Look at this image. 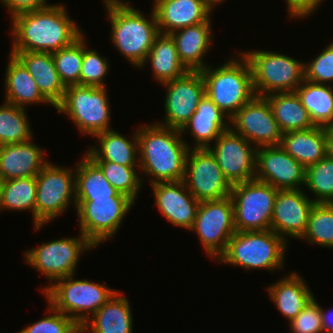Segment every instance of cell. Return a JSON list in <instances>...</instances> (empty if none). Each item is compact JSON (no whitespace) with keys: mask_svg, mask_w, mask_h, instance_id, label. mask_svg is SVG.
<instances>
[{"mask_svg":"<svg viewBox=\"0 0 333 333\" xmlns=\"http://www.w3.org/2000/svg\"><path fill=\"white\" fill-rule=\"evenodd\" d=\"M64 5L19 13L12 20V51L55 52L78 39L83 32L68 16Z\"/></svg>","mask_w":333,"mask_h":333,"instance_id":"6da1fadb","label":"cell"},{"mask_svg":"<svg viewBox=\"0 0 333 333\" xmlns=\"http://www.w3.org/2000/svg\"><path fill=\"white\" fill-rule=\"evenodd\" d=\"M139 169L151 184L183 181L187 152L191 148L178 129L157 123L137 128Z\"/></svg>","mask_w":333,"mask_h":333,"instance_id":"7a4b0ae2","label":"cell"},{"mask_svg":"<svg viewBox=\"0 0 333 333\" xmlns=\"http://www.w3.org/2000/svg\"><path fill=\"white\" fill-rule=\"evenodd\" d=\"M103 1L111 23V42L122 56L139 68L160 34L154 10H151V18L146 19L129 1Z\"/></svg>","mask_w":333,"mask_h":333,"instance_id":"3957f363","label":"cell"},{"mask_svg":"<svg viewBox=\"0 0 333 333\" xmlns=\"http://www.w3.org/2000/svg\"><path fill=\"white\" fill-rule=\"evenodd\" d=\"M239 54L237 59L231 58L220 67L208 65L201 70L205 94L229 118L256 96L249 62Z\"/></svg>","mask_w":333,"mask_h":333,"instance_id":"277c9868","label":"cell"},{"mask_svg":"<svg viewBox=\"0 0 333 333\" xmlns=\"http://www.w3.org/2000/svg\"><path fill=\"white\" fill-rule=\"evenodd\" d=\"M287 241L271 229L236 231L217 261L248 269H283Z\"/></svg>","mask_w":333,"mask_h":333,"instance_id":"5b68a950","label":"cell"},{"mask_svg":"<svg viewBox=\"0 0 333 333\" xmlns=\"http://www.w3.org/2000/svg\"><path fill=\"white\" fill-rule=\"evenodd\" d=\"M74 275L56 280L43 293L56 310L73 319L80 327L118 290Z\"/></svg>","mask_w":333,"mask_h":333,"instance_id":"8992f818","label":"cell"},{"mask_svg":"<svg viewBox=\"0 0 333 333\" xmlns=\"http://www.w3.org/2000/svg\"><path fill=\"white\" fill-rule=\"evenodd\" d=\"M242 54L249 62L256 96L294 92L304 81V62L293 57L264 50Z\"/></svg>","mask_w":333,"mask_h":333,"instance_id":"52a82bcc","label":"cell"},{"mask_svg":"<svg viewBox=\"0 0 333 333\" xmlns=\"http://www.w3.org/2000/svg\"><path fill=\"white\" fill-rule=\"evenodd\" d=\"M135 202L123 193L108 198H76L80 232L95 246L109 240Z\"/></svg>","mask_w":333,"mask_h":333,"instance_id":"ba28073f","label":"cell"},{"mask_svg":"<svg viewBox=\"0 0 333 333\" xmlns=\"http://www.w3.org/2000/svg\"><path fill=\"white\" fill-rule=\"evenodd\" d=\"M109 107L106 87L77 84L66 86L64 98L55 109L59 114H67L80 133L95 136L111 130Z\"/></svg>","mask_w":333,"mask_h":333,"instance_id":"9c48e42d","label":"cell"},{"mask_svg":"<svg viewBox=\"0 0 333 333\" xmlns=\"http://www.w3.org/2000/svg\"><path fill=\"white\" fill-rule=\"evenodd\" d=\"M70 204H74L76 210L75 170L53 165L49 161L36 175L34 229L37 231L49 221H53L64 213Z\"/></svg>","mask_w":333,"mask_h":333,"instance_id":"30bf717a","label":"cell"},{"mask_svg":"<svg viewBox=\"0 0 333 333\" xmlns=\"http://www.w3.org/2000/svg\"><path fill=\"white\" fill-rule=\"evenodd\" d=\"M278 189L256 179L232 185L236 231L270 229Z\"/></svg>","mask_w":333,"mask_h":333,"instance_id":"8fae6325","label":"cell"},{"mask_svg":"<svg viewBox=\"0 0 333 333\" xmlns=\"http://www.w3.org/2000/svg\"><path fill=\"white\" fill-rule=\"evenodd\" d=\"M79 236L49 241L24 252L26 263L39 270L50 282L42 288L43 292L56 280L75 275L82 253L95 248L81 232Z\"/></svg>","mask_w":333,"mask_h":333,"instance_id":"7c38bea8","label":"cell"},{"mask_svg":"<svg viewBox=\"0 0 333 333\" xmlns=\"http://www.w3.org/2000/svg\"><path fill=\"white\" fill-rule=\"evenodd\" d=\"M190 231H196L208 256L217 260L236 232L231 197L200 202Z\"/></svg>","mask_w":333,"mask_h":333,"instance_id":"4fadbf2b","label":"cell"},{"mask_svg":"<svg viewBox=\"0 0 333 333\" xmlns=\"http://www.w3.org/2000/svg\"><path fill=\"white\" fill-rule=\"evenodd\" d=\"M183 181L199 202L224 199L232 191V185L208 148L188 150Z\"/></svg>","mask_w":333,"mask_h":333,"instance_id":"5bb4252c","label":"cell"},{"mask_svg":"<svg viewBox=\"0 0 333 333\" xmlns=\"http://www.w3.org/2000/svg\"><path fill=\"white\" fill-rule=\"evenodd\" d=\"M214 142L215 145L208 149L231 185L255 179L256 146L231 129L224 131Z\"/></svg>","mask_w":333,"mask_h":333,"instance_id":"9a60e30c","label":"cell"},{"mask_svg":"<svg viewBox=\"0 0 333 333\" xmlns=\"http://www.w3.org/2000/svg\"><path fill=\"white\" fill-rule=\"evenodd\" d=\"M229 123L233 132L257 148L280 145L283 133L264 97L255 96L230 118Z\"/></svg>","mask_w":333,"mask_h":333,"instance_id":"2e32d148","label":"cell"},{"mask_svg":"<svg viewBox=\"0 0 333 333\" xmlns=\"http://www.w3.org/2000/svg\"><path fill=\"white\" fill-rule=\"evenodd\" d=\"M166 87L164 123L159 125L180 130L195 113L205 95L201 71H188L184 76L162 83Z\"/></svg>","mask_w":333,"mask_h":333,"instance_id":"e0dca14e","label":"cell"},{"mask_svg":"<svg viewBox=\"0 0 333 333\" xmlns=\"http://www.w3.org/2000/svg\"><path fill=\"white\" fill-rule=\"evenodd\" d=\"M305 175L306 168L280 146L258 148L256 180L278 190L300 189L305 185Z\"/></svg>","mask_w":333,"mask_h":333,"instance_id":"ac0fdd59","label":"cell"},{"mask_svg":"<svg viewBox=\"0 0 333 333\" xmlns=\"http://www.w3.org/2000/svg\"><path fill=\"white\" fill-rule=\"evenodd\" d=\"M301 189L278 190L275 198L270 229L284 240L299 239L307 228L315 202Z\"/></svg>","mask_w":333,"mask_h":333,"instance_id":"d6986e66","label":"cell"},{"mask_svg":"<svg viewBox=\"0 0 333 333\" xmlns=\"http://www.w3.org/2000/svg\"><path fill=\"white\" fill-rule=\"evenodd\" d=\"M155 203L173 225L190 230L194 225L199 201L187 189L184 181L151 184Z\"/></svg>","mask_w":333,"mask_h":333,"instance_id":"ffe728a7","label":"cell"},{"mask_svg":"<svg viewBox=\"0 0 333 333\" xmlns=\"http://www.w3.org/2000/svg\"><path fill=\"white\" fill-rule=\"evenodd\" d=\"M153 3L158 29L162 34H171L211 18L212 10L205 0H155Z\"/></svg>","mask_w":333,"mask_h":333,"instance_id":"44dd1931","label":"cell"},{"mask_svg":"<svg viewBox=\"0 0 333 333\" xmlns=\"http://www.w3.org/2000/svg\"><path fill=\"white\" fill-rule=\"evenodd\" d=\"M28 70L43 97L56 108L64 98L61 81L50 52L10 51Z\"/></svg>","mask_w":333,"mask_h":333,"instance_id":"7402d4cb","label":"cell"},{"mask_svg":"<svg viewBox=\"0 0 333 333\" xmlns=\"http://www.w3.org/2000/svg\"><path fill=\"white\" fill-rule=\"evenodd\" d=\"M228 122H230L229 116L205 94L198 103L195 113L179 131L185 134L184 132L189 130L195 139L192 149L209 148L211 142L230 129Z\"/></svg>","mask_w":333,"mask_h":333,"instance_id":"603a6c76","label":"cell"},{"mask_svg":"<svg viewBox=\"0 0 333 333\" xmlns=\"http://www.w3.org/2000/svg\"><path fill=\"white\" fill-rule=\"evenodd\" d=\"M45 152L32 142L0 146V173L4 180L36 176L48 163Z\"/></svg>","mask_w":333,"mask_h":333,"instance_id":"cb8c5ba5","label":"cell"},{"mask_svg":"<svg viewBox=\"0 0 333 333\" xmlns=\"http://www.w3.org/2000/svg\"><path fill=\"white\" fill-rule=\"evenodd\" d=\"M169 35L175 42L179 60L188 71H201L208 66L203 58L212 44L210 18L206 22L181 28Z\"/></svg>","mask_w":333,"mask_h":333,"instance_id":"d4e9b609","label":"cell"},{"mask_svg":"<svg viewBox=\"0 0 333 333\" xmlns=\"http://www.w3.org/2000/svg\"><path fill=\"white\" fill-rule=\"evenodd\" d=\"M129 300L117 291L81 326V333H133Z\"/></svg>","mask_w":333,"mask_h":333,"instance_id":"484cf974","label":"cell"},{"mask_svg":"<svg viewBox=\"0 0 333 333\" xmlns=\"http://www.w3.org/2000/svg\"><path fill=\"white\" fill-rule=\"evenodd\" d=\"M279 146L307 168L326 156L325 127L283 133Z\"/></svg>","mask_w":333,"mask_h":333,"instance_id":"4316f807","label":"cell"},{"mask_svg":"<svg viewBox=\"0 0 333 333\" xmlns=\"http://www.w3.org/2000/svg\"><path fill=\"white\" fill-rule=\"evenodd\" d=\"M95 138L99 146H92L85 153L92 161L139 166L137 130L132 135V141L113 129L100 132Z\"/></svg>","mask_w":333,"mask_h":333,"instance_id":"83f0119b","label":"cell"},{"mask_svg":"<svg viewBox=\"0 0 333 333\" xmlns=\"http://www.w3.org/2000/svg\"><path fill=\"white\" fill-rule=\"evenodd\" d=\"M298 273H290L267 287L269 297L282 315L291 322L314 297Z\"/></svg>","mask_w":333,"mask_h":333,"instance_id":"f1b7e54d","label":"cell"},{"mask_svg":"<svg viewBox=\"0 0 333 333\" xmlns=\"http://www.w3.org/2000/svg\"><path fill=\"white\" fill-rule=\"evenodd\" d=\"M5 72V102L25 108L35 103H50L39 91L36 82L25 66L12 54Z\"/></svg>","mask_w":333,"mask_h":333,"instance_id":"f546056e","label":"cell"},{"mask_svg":"<svg viewBox=\"0 0 333 333\" xmlns=\"http://www.w3.org/2000/svg\"><path fill=\"white\" fill-rule=\"evenodd\" d=\"M147 61L151 63L154 79L160 84L184 76L188 70L181 63L173 38L169 34L160 33L146 56L143 68Z\"/></svg>","mask_w":333,"mask_h":333,"instance_id":"4dcf8cb0","label":"cell"},{"mask_svg":"<svg viewBox=\"0 0 333 333\" xmlns=\"http://www.w3.org/2000/svg\"><path fill=\"white\" fill-rule=\"evenodd\" d=\"M282 133L315 127L297 93L276 92L264 97Z\"/></svg>","mask_w":333,"mask_h":333,"instance_id":"1f68e13d","label":"cell"},{"mask_svg":"<svg viewBox=\"0 0 333 333\" xmlns=\"http://www.w3.org/2000/svg\"><path fill=\"white\" fill-rule=\"evenodd\" d=\"M315 126L333 125V87L306 79L295 90Z\"/></svg>","mask_w":333,"mask_h":333,"instance_id":"d6a6232c","label":"cell"},{"mask_svg":"<svg viewBox=\"0 0 333 333\" xmlns=\"http://www.w3.org/2000/svg\"><path fill=\"white\" fill-rule=\"evenodd\" d=\"M75 188L76 198H108L120 193L86 154L75 167Z\"/></svg>","mask_w":333,"mask_h":333,"instance_id":"836d02e7","label":"cell"},{"mask_svg":"<svg viewBox=\"0 0 333 333\" xmlns=\"http://www.w3.org/2000/svg\"><path fill=\"white\" fill-rule=\"evenodd\" d=\"M36 176L6 180L0 198L1 210L32 211L35 226Z\"/></svg>","mask_w":333,"mask_h":333,"instance_id":"e575fe53","label":"cell"},{"mask_svg":"<svg viewBox=\"0 0 333 333\" xmlns=\"http://www.w3.org/2000/svg\"><path fill=\"white\" fill-rule=\"evenodd\" d=\"M25 108L5 102L0 106V146L30 141L32 130Z\"/></svg>","mask_w":333,"mask_h":333,"instance_id":"d590c367","label":"cell"},{"mask_svg":"<svg viewBox=\"0 0 333 333\" xmlns=\"http://www.w3.org/2000/svg\"><path fill=\"white\" fill-rule=\"evenodd\" d=\"M305 238V239H303ZM312 244L333 248V203H315L300 238Z\"/></svg>","mask_w":333,"mask_h":333,"instance_id":"8d00e7d4","label":"cell"},{"mask_svg":"<svg viewBox=\"0 0 333 333\" xmlns=\"http://www.w3.org/2000/svg\"><path fill=\"white\" fill-rule=\"evenodd\" d=\"M103 172L109 183L120 193L127 195L134 202L140 192L142 178L138 176L139 166L122 165L109 161H93ZM136 167L137 170H136Z\"/></svg>","mask_w":333,"mask_h":333,"instance_id":"74e56055","label":"cell"},{"mask_svg":"<svg viewBox=\"0 0 333 333\" xmlns=\"http://www.w3.org/2000/svg\"><path fill=\"white\" fill-rule=\"evenodd\" d=\"M315 203H333V159L325 156L306 168L305 185Z\"/></svg>","mask_w":333,"mask_h":333,"instance_id":"f35d334b","label":"cell"},{"mask_svg":"<svg viewBox=\"0 0 333 333\" xmlns=\"http://www.w3.org/2000/svg\"><path fill=\"white\" fill-rule=\"evenodd\" d=\"M55 68L65 86L80 85L83 34L70 45L52 52Z\"/></svg>","mask_w":333,"mask_h":333,"instance_id":"ab89813d","label":"cell"},{"mask_svg":"<svg viewBox=\"0 0 333 333\" xmlns=\"http://www.w3.org/2000/svg\"><path fill=\"white\" fill-rule=\"evenodd\" d=\"M83 34V60L80 71V85L91 87H107L104 78L109 71L108 59L100 56L98 51L86 48Z\"/></svg>","mask_w":333,"mask_h":333,"instance_id":"60d3db41","label":"cell"},{"mask_svg":"<svg viewBox=\"0 0 333 333\" xmlns=\"http://www.w3.org/2000/svg\"><path fill=\"white\" fill-rule=\"evenodd\" d=\"M48 311L51 315H46L18 333H81V327L69 316L50 304H48Z\"/></svg>","mask_w":333,"mask_h":333,"instance_id":"b9f144b4","label":"cell"},{"mask_svg":"<svg viewBox=\"0 0 333 333\" xmlns=\"http://www.w3.org/2000/svg\"><path fill=\"white\" fill-rule=\"evenodd\" d=\"M304 79L318 84L333 82V42L313 61L304 63Z\"/></svg>","mask_w":333,"mask_h":333,"instance_id":"7bdbcfd3","label":"cell"},{"mask_svg":"<svg viewBox=\"0 0 333 333\" xmlns=\"http://www.w3.org/2000/svg\"><path fill=\"white\" fill-rule=\"evenodd\" d=\"M293 333H323L320 305L313 297L303 310L291 321Z\"/></svg>","mask_w":333,"mask_h":333,"instance_id":"ee69618b","label":"cell"},{"mask_svg":"<svg viewBox=\"0 0 333 333\" xmlns=\"http://www.w3.org/2000/svg\"><path fill=\"white\" fill-rule=\"evenodd\" d=\"M7 7L11 17L27 11L44 9L49 6L46 0H0Z\"/></svg>","mask_w":333,"mask_h":333,"instance_id":"f6af8a7d","label":"cell"},{"mask_svg":"<svg viewBox=\"0 0 333 333\" xmlns=\"http://www.w3.org/2000/svg\"><path fill=\"white\" fill-rule=\"evenodd\" d=\"M323 0H286L289 17L297 19L307 17L313 13Z\"/></svg>","mask_w":333,"mask_h":333,"instance_id":"bcb514c9","label":"cell"},{"mask_svg":"<svg viewBox=\"0 0 333 333\" xmlns=\"http://www.w3.org/2000/svg\"><path fill=\"white\" fill-rule=\"evenodd\" d=\"M323 333H333V311L326 312L320 306Z\"/></svg>","mask_w":333,"mask_h":333,"instance_id":"7dc6e473","label":"cell"},{"mask_svg":"<svg viewBox=\"0 0 333 333\" xmlns=\"http://www.w3.org/2000/svg\"><path fill=\"white\" fill-rule=\"evenodd\" d=\"M326 156L333 159V125L325 127Z\"/></svg>","mask_w":333,"mask_h":333,"instance_id":"c3c4849f","label":"cell"},{"mask_svg":"<svg viewBox=\"0 0 333 333\" xmlns=\"http://www.w3.org/2000/svg\"><path fill=\"white\" fill-rule=\"evenodd\" d=\"M223 2H225V0H205V3H206V5L211 9V10H213L214 9V7H216V5L217 4H221V3H223ZM213 8V9H212Z\"/></svg>","mask_w":333,"mask_h":333,"instance_id":"681fc988","label":"cell"},{"mask_svg":"<svg viewBox=\"0 0 333 333\" xmlns=\"http://www.w3.org/2000/svg\"><path fill=\"white\" fill-rule=\"evenodd\" d=\"M4 182H5L4 177L0 173V198H1V192H2V187L4 185Z\"/></svg>","mask_w":333,"mask_h":333,"instance_id":"f907efd6","label":"cell"}]
</instances>
